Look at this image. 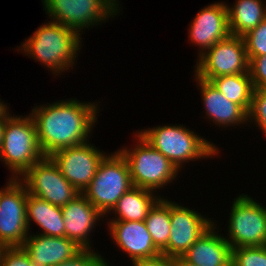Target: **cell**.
Returning a JSON list of instances; mask_svg holds the SVG:
<instances>
[{
	"instance_id": "6da1fadb",
	"label": "cell",
	"mask_w": 266,
	"mask_h": 266,
	"mask_svg": "<svg viewBox=\"0 0 266 266\" xmlns=\"http://www.w3.org/2000/svg\"><path fill=\"white\" fill-rule=\"evenodd\" d=\"M98 103L71 98L32 108L29 114L44 156L88 142L98 120Z\"/></svg>"
},
{
	"instance_id": "7a4b0ae2",
	"label": "cell",
	"mask_w": 266,
	"mask_h": 266,
	"mask_svg": "<svg viewBox=\"0 0 266 266\" xmlns=\"http://www.w3.org/2000/svg\"><path fill=\"white\" fill-rule=\"evenodd\" d=\"M82 37L72 29L53 21H46L23 44L17 47L24 55L39 61L53 76L73 69L80 53Z\"/></svg>"
},
{
	"instance_id": "3957f363",
	"label": "cell",
	"mask_w": 266,
	"mask_h": 266,
	"mask_svg": "<svg viewBox=\"0 0 266 266\" xmlns=\"http://www.w3.org/2000/svg\"><path fill=\"white\" fill-rule=\"evenodd\" d=\"M138 132L147 143L181 171L189 161L213 158L219 148L184 125H158Z\"/></svg>"
},
{
	"instance_id": "277c9868",
	"label": "cell",
	"mask_w": 266,
	"mask_h": 266,
	"mask_svg": "<svg viewBox=\"0 0 266 266\" xmlns=\"http://www.w3.org/2000/svg\"><path fill=\"white\" fill-rule=\"evenodd\" d=\"M14 115L6 119L0 160L11 172L10 178L19 179L44 154L40 149L31 115Z\"/></svg>"
},
{
	"instance_id": "5b68a950",
	"label": "cell",
	"mask_w": 266,
	"mask_h": 266,
	"mask_svg": "<svg viewBox=\"0 0 266 266\" xmlns=\"http://www.w3.org/2000/svg\"><path fill=\"white\" fill-rule=\"evenodd\" d=\"M134 137L137 144L133 148L119 149L129 165L133 186L157 192V189H164L174 179L177 180L179 170L172 162L147 143L138 132H135Z\"/></svg>"
},
{
	"instance_id": "8992f818",
	"label": "cell",
	"mask_w": 266,
	"mask_h": 266,
	"mask_svg": "<svg viewBox=\"0 0 266 266\" xmlns=\"http://www.w3.org/2000/svg\"><path fill=\"white\" fill-rule=\"evenodd\" d=\"M132 187L129 165L118 150L104 156L83 194L98 211L107 216L121 196Z\"/></svg>"
},
{
	"instance_id": "52a82bcc",
	"label": "cell",
	"mask_w": 266,
	"mask_h": 266,
	"mask_svg": "<svg viewBox=\"0 0 266 266\" xmlns=\"http://www.w3.org/2000/svg\"><path fill=\"white\" fill-rule=\"evenodd\" d=\"M230 209L228 233L224 236L230 247L265 246L266 207L248 194H240Z\"/></svg>"
},
{
	"instance_id": "ba28073f",
	"label": "cell",
	"mask_w": 266,
	"mask_h": 266,
	"mask_svg": "<svg viewBox=\"0 0 266 266\" xmlns=\"http://www.w3.org/2000/svg\"><path fill=\"white\" fill-rule=\"evenodd\" d=\"M42 2L43 10L48 14L50 21L60 23L80 36L84 29L101 25L110 17L120 15L119 9L109 0H42Z\"/></svg>"
},
{
	"instance_id": "9c48e42d",
	"label": "cell",
	"mask_w": 266,
	"mask_h": 266,
	"mask_svg": "<svg viewBox=\"0 0 266 266\" xmlns=\"http://www.w3.org/2000/svg\"><path fill=\"white\" fill-rule=\"evenodd\" d=\"M0 189V243L5 247H22L29 231L26 220L27 190L19 179Z\"/></svg>"
},
{
	"instance_id": "30bf717a",
	"label": "cell",
	"mask_w": 266,
	"mask_h": 266,
	"mask_svg": "<svg viewBox=\"0 0 266 266\" xmlns=\"http://www.w3.org/2000/svg\"><path fill=\"white\" fill-rule=\"evenodd\" d=\"M197 60L195 75L209 82L222 75L249 73V61L243 37L230 35L218 41Z\"/></svg>"
},
{
	"instance_id": "8fae6325",
	"label": "cell",
	"mask_w": 266,
	"mask_h": 266,
	"mask_svg": "<svg viewBox=\"0 0 266 266\" xmlns=\"http://www.w3.org/2000/svg\"><path fill=\"white\" fill-rule=\"evenodd\" d=\"M19 180L27 193L63 207L80 192L61 174L59 167L50 156H44L32 165Z\"/></svg>"
},
{
	"instance_id": "7c38bea8",
	"label": "cell",
	"mask_w": 266,
	"mask_h": 266,
	"mask_svg": "<svg viewBox=\"0 0 266 266\" xmlns=\"http://www.w3.org/2000/svg\"><path fill=\"white\" fill-rule=\"evenodd\" d=\"M89 142L57 150L50 156L64 178L80 193L88 187L107 154Z\"/></svg>"
},
{
	"instance_id": "4fadbf2b",
	"label": "cell",
	"mask_w": 266,
	"mask_h": 266,
	"mask_svg": "<svg viewBox=\"0 0 266 266\" xmlns=\"http://www.w3.org/2000/svg\"><path fill=\"white\" fill-rule=\"evenodd\" d=\"M170 237L168 246L161 252L171 258L183 256L214 221L190 207L170 201Z\"/></svg>"
},
{
	"instance_id": "5bb4252c",
	"label": "cell",
	"mask_w": 266,
	"mask_h": 266,
	"mask_svg": "<svg viewBox=\"0 0 266 266\" xmlns=\"http://www.w3.org/2000/svg\"><path fill=\"white\" fill-rule=\"evenodd\" d=\"M189 24L190 43L198 48V57L202 56L208 49L218 41L228 38L231 33L229 29L228 9L225 2H216L199 10L197 15Z\"/></svg>"
},
{
	"instance_id": "9a60e30c",
	"label": "cell",
	"mask_w": 266,
	"mask_h": 266,
	"mask_svg": "<svg viewBox=\"0 0 266 266\" xmlns=\"http://www.w3.org/2000/svg\"><path fill=\"white\" fill-rule=\"evenodd\" d=\"M107 225L111 239L119 250L126 252L131 263L161 254L144 221H109Z\"/></svg>"
},
{
	"instance_id": "2e32d148",
	"label": "cell",
	"mask_w": 266,
	"mask_h": 266,
	"mask_svg": "<svg viewBox=\"0 0 266 266\" xmlns=\"http://www.w3.org/2000/svg\"><path fill=\"white\" fill-rule=\"evenodd\" d=\"M61 211L65 224V237L76 242L83 249H92L94 246L91 244L89 235L104 215L88 201L83 193L61 207Z\"/></svg>"
},
{
	"instance_id": "e0dca14e",
	"label": "cell",
	"mask_w": 266,
	"mask_h": 266,
	"mask_svg": "<svg viewBox=\"0 0 266 266\" xmlns=\"http://www.w3.org/2000/svg\"><path fill=\"white\" fill-rule=\"evenodd\" d=\"M29 254L33 266H56L74 258L81 248L67 237H53L42 234H28L22 246Z\"/></svg>"
},
{
	"instance_id": "ac0fdd59",
	"label": "cell",
	"mask_w": 266,
	"mask_h": 266,
	"mask_svg": "<svg viewBox=\"0 0 266 266\" xmlns=\"http://www.w3.org/2000/svg\"><path fill=\"white\" fill-rule=\"evenodd\" d=\"M198 89L200 90L205 109V117L217 127L228 128L248 122V113L238 104L227 100L211 82L200 79L194 74Z\"/></svg>"
},
{
	"instance_id": "d6986e66",
	"label": "cell",
	"mask_w": 266,
	"mask_h": 266,
	"mask_svg": "<svg viewBox=\"0 0 266 266\" xmlns=\"http://www.w3.org/2000/svg\"><path fill=\"white\" fill-rule=\"evenodd\" d=\"M215 225L216 222L184 253L186 261L197 266H231L232 248Z\"/></svg>"
},
{
	"instance_id": "ffe728a7",
	"label": "cell",
	"mask_w": 266,
	"mask_h": 266,
	"mask_svg": "<svg viewBox=\"0 0 266 266\" xmlns=\"http://www.w3.org/2000/svg\"><path fill=\"white\" fill-rule=\"evenodd\" d=\"M26 220L29 229L32 221L40 227L42 231L37 234L53 237L65 236L61 207L29 193L26 202Z\"/></svg>"
},
{
	"instance_id": "44dd1931",
	"label": "cell",
	"mask_w": 266,
	"mask_h": 266,
	"mask_svg": "<svg viewBox=\"0 0 266 266\" xmlns=\"http://www.w3.org/2000/svg\"><path fill=\"white\" fill-rule=\"evenodd\" d=\"M154 192L146 188L133 186L121 196L109 212H113L115 217L109 221H144L149 210L163 197Z\"/></svg>"
},
{
	"instance_id": "7402d4cb",
	"label": "cell",
	"mask_w": 266,
	"mask_h": 266,
	"mask_svg": "<svg viewBox=\"0 0 266 266\" xmlns=\"http://www.w3.org/2000/svg\"><path fill=\"white\" fill-rule=\"evenodd\" d=\"M263 0H236L227 5L231 35L243 37L256 28L266 18V5Z\"/></svg>"
},
{
	"instance_id": "603a6c76",
	"label": "cell",
	"mask_w": 266,
	"mask_h": 266,
	"mask_svg": "<svg viewBox=\"0 0 266 266\" xmlns=\"http://www.w3.org/2000/svg\"><path fill=\"white\" fill-rule=\"evenodd\" d=\"M210 82L227 100L238 104L249 114L254 92L250 73L222 75Z\"/></svg>"
},
{
	"instance_id": "cb8c5ba5",
	"label": "cell",
	"mask_w": 266,
	"mask_h": 266,
	"mask_svg": "<svg viewBox=\"0 0 266 266\" xmlns=\"http://www.w3.org/2000/svg\"><path fill=\"white\" fill-rule=\"evenodd\" d=\"M154 245L162 252L168 246L170 237V201L160 198L149 210L144 220Z\"/></svg>"
},
{
	"instance_id": "d4e9b609",
	"label": "cell",
	"mask_w": 266,
	"mask_h": 266,
	"mask_svg": "<svg viewBox=\"0 0 266 266\" xmlns=\"http://www.w3.org/2000/svg\"><path fill=\"white\" fill-rule=\"evenodd\" d=\"M231 266H266V245L232 249Z\"/></svg>"
},
{
	"instance_id": "484cf974",
	"label": "cell",
	"mask_w": 266,
	"mask_h": 266,
	"mask_svg": "<svg viewBox=\"0 0 266 266\" xmlns=\"http://www.w3.org/2000/svg\"><path fill=\"white\" fill-rule=\"evenodd\" d=\"M248 61L253 57L266 55V18L253 30L243 36Z\"/></svg>"
},
{
	"instance_id": "4316f807",
	"label": "cell",
	"mask_w": 266,
	"mask_h": 266,
	"mask_svg": "<svg viewBox=\"0 0 266 266\" xmlns=\"http://www.w3.org/2000/svg\"><path fill=\"white\" fill-rule=\"evenodd\" d=\"M248 122L254 123L266 135V88L254 89Z\"/></svg>"
},
{
	"instance_id": "83f0119b",
	"label": "cell",
	"mask_w": 266,
	"mask_h": 266,
	"mask_svg": "<svg viewBox=\"0 0 266 266\" xmlns=\"http://www.w3.org/2000/svg\"><path fill=\"white\" fill-rule=\"evenodd\" d=\"M109 262L93 249H83L74 258L56 266H109Z\"/></svg>"
},
{
	"instance_id": "f1b7e54d",
	"label": "cell",
	"mask_w": 266,
	"mask_h": 266,
	"mask_svg": "<svg viewBox=\"0 0 266 266\" xmlns=\"http://www.w3.org/2000/svg\"><path fill=\"white\" fill-rule=\"evenodd\" d=\"M0 266H33V263L23 247H6L0 259Z\"/></svg>"
},
{
	"instance_id": "f546056e",
	"label": "cell",
	"mask_w": 266,
	"mask_h": 266,
	"mask_svg": "<svg viewBox=\"0 0 266 266\" xmlns=\"http://www.w3.org/2000/svg\"><path fill=\"white\" fill-rule=\"evenodd\" d=\"M249 73L254 89L266 88V55L249 61Z\"/></svg>"
},
{
	"instance_id": "4dcf8cb0",
	"label": "cell",
	"mask_w": 266,
	"mask_h": 266,
	"mask_svg": "<svg viewBox=\"0 0 266 266\" xmlns=\"http://www.w3.org/2000/svg\"><path fill=\"white\" fill-rule=\"evenodd\" d=\"M132 264L133 266H175L174 258L163 254L153 258L136 260Z\"/></svg>"
},
{
	"instance_id": "1f68e13d",
	"label": "cell",
	"mask_w": 266,
	"mask_h": 266,
	"mask_svg": "<svg viewBox=\"0 0 266 266\" xmlns=\"http://www.w3.org/2000/svg\"><path fill=\"white\" fill-rule=\"evenodd\" d=\"M4 101L0 100V120H6L12 114L9 113V108L7 103H3Z\"/></svg>"
},
{
	"instance_id": "d6a6232c",
	"label": "cell",
	"mask_w": 266,
	"mask_h": 266,
	"mask_svg": "<svg viewBox=\"0 0 266 266\" xmlns=\"http://www.w3.org/2000/svg\"><path fill=\"white\" fill-rule=\"evenodd\" d=\"M175 266H197L186 261L182 256L174 258Z\"/></svg>"
},
{
	"instance_id": "836d02e7",
	"label": "cell",
	"mask_w": 266,
	"mask_h": 266,
	"mask_svg": "<svg viewBox=\"0 0 266 266\" xmlns=\"http://www.w3.org/2000/svg\"><path fill=\"white\" fill-rule=\"evenodd\" d=\"M5 123H6V120H0V147L2 145V140L4 136Z\"/></svg>"
},
{
	"instance_id": "e575fe53",
	"label": "cell",
	"mask_w": 266,
	"mask_h": 266,
	"mask_svg": "<svg viewBox=\"0 0 266 266\" xmlns=\"http://www.w3.org/2000/svg\"><path fill=\"white\" fill-rule=\"evenodd\" d=\"M117 9L119 8V11L121 10L120 8L121 7H119V4H120V2H119V0H109Z\"/></svg>"
},
{
	"instance_id": "d590c367",
	"label": "cell",
	"mask_w": 266,
	"mask_h": 266,
	"mask_svg": "<svg viewBox=\"0 0 266 266\" xmlns=\"http://www.w3.org/2000/svg\"><path fill=\"white\" fill-rule=\"evenodd\" d=\"M5 248L6 247L2 243H0V259Z\"/></svg>"
}]
</instances>
